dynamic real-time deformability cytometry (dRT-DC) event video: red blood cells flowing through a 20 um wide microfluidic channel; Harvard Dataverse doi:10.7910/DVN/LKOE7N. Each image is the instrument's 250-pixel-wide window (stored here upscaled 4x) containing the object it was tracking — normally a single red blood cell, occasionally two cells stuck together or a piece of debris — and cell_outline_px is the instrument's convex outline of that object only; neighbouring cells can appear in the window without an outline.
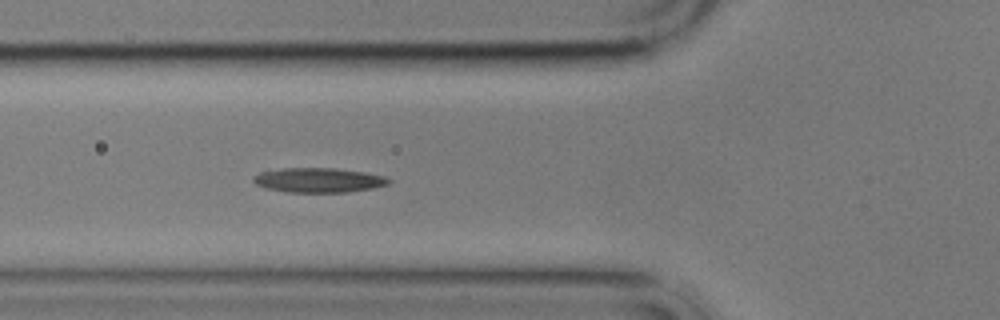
{"species": "common noctule bat (a hibernating species)", "species_latin": "Nyctalus noctula", "temperature_condition": "cold", "stored_images_in_passage": 5, "camera_frame_rate_fps": 3000, "um_per_image_px": 0.085, "animal": {"sex": "male", "body_mass_g": 17.9}, "frame": {"image": 1, "passage_image": 5, "time_ms": 5.0, "image_size_px": [1000, 320], "cell_outline_px": [[392, 180], [388, 184], [372, 188], [348, 192], [288, 192], [264, 188], [256, 184], [252, 180], [252, 176], [260, 172], [284, 168], [336, 168], [364, 172], [384, 176]], "centroid_in_image_um": [27.05, 15.31], "position_along_channel_um": 98.7, "area_um2": 19.42}}